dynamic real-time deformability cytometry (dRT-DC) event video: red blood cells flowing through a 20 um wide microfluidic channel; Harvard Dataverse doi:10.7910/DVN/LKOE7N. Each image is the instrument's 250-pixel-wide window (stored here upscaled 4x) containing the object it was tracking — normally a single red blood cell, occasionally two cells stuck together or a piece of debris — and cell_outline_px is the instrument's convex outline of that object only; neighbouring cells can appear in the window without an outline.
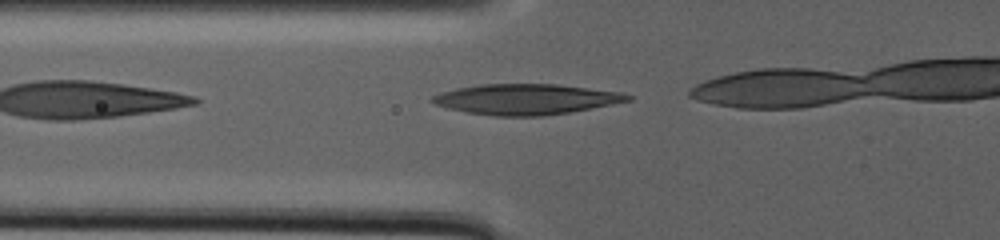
{"species": "human", "species_latin": "Homo sapiens", "temperature_condition": "warm", "stored_images_in_passage": 19, "camera_frame_rate_fps": 3000, "um_per_image_px": 0.085, "donor": {"sex": "male"}, "frame": {"image": 1, "passage_image": 8, "time_ms": 2.333, "image_size_px": [1000, 240], "cell_outline_px": [[632, 100], [612, 104], [568, 112], [544, 116], [492, 116], [468, 112], [448, 108], [432, 104], [428, 100], [432, 96], [440, 92], [456, 88], [480, 84], [556, 84], [620, 92], [632, 96]], "centroid_in_image_um": [44.64, 8.43], "position_along_channel_um": 81.2, "area_um2": 34.74}}
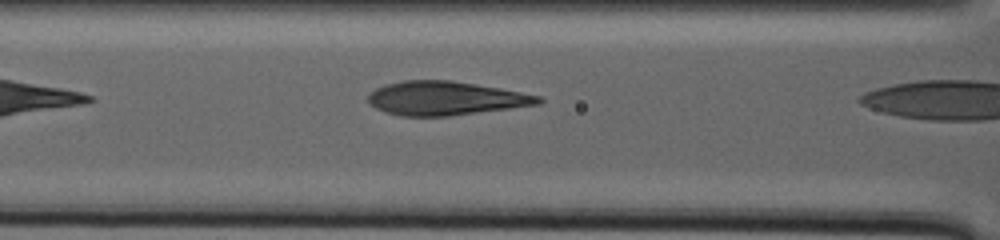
{"frame": {"image": 2, "passage_image": 17, "time_ms": 5.333, "image_size_px": [1000, 240], "cell_outline_px": [[544, 100], [540, 104], [448, 116], [400, 116], [384, 112], [368, 104], [368, 92], [376, 88], [388, 84], [404, 80], [452, 80], [500, 88], [540, 96]], "centroid_in_image_um": [37.83, 8.35], "position_along_channel_um": 128.8, "area_um2": 33.52}}